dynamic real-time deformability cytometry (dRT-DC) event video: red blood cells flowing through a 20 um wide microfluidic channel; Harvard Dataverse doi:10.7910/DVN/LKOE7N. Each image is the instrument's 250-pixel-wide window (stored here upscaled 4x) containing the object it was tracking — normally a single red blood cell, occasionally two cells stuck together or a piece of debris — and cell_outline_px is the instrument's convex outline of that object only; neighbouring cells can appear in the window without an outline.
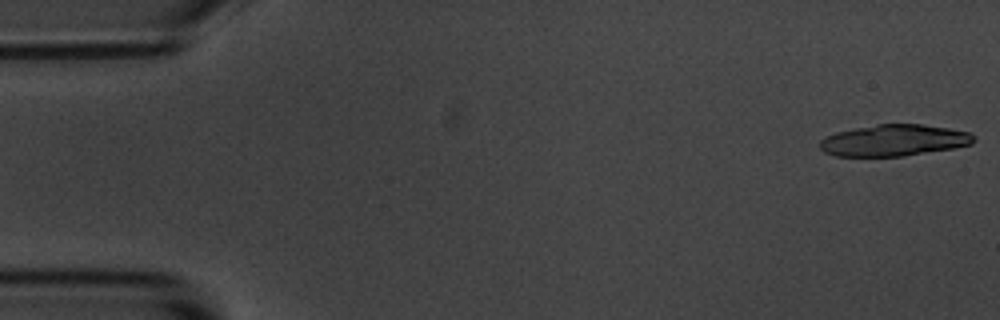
{"species": "common noctule bat (a hibernating species)", "species_latin": "Nyctalus noctula", "temperature_condition": "room temperature", "stored_images_in_passage": 52, "camera_frame_rate_fps": 3000, "um_per_image_px": 0.085, "animal": {"sex": "male", "body_mass_g": 20.1, "forearm_length_mm": 53.5}, "frame": {"image": 1, "passage_image": 1, "time_ms": 0.0, "image_size_px": [1000, 320], "cell_outline_px": [[976, 140], [972, 144], [952, 148], [900, 156], [836, 156], [824, 152], [820, 148], [820, 140], [824, 136], [836, 132], [876, 124], [924, 124], [948, 128], [968, 132], [976, 136]], "centroid_in_image_um": [75.97, 11.92], "position_along_channel_um": 9.0, "area_um2": 28.15}}
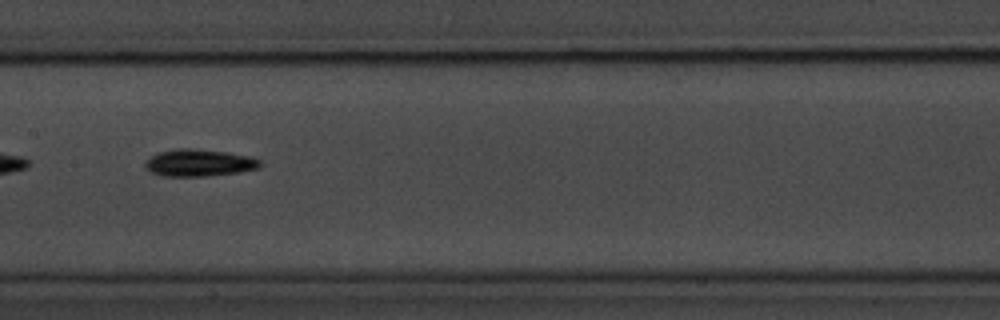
{"frame": {"image": 2, "passage_image": 27, "time_ms": 8.667, "image_size_px": [1000, 320], "cell_outline_px": [[264, 164], [256, 168], [240, 172], [204, 176], [164, 176], [148, 172], [144, 168], [144, 160], [160, 152], [176, 148], [188, 148], [228, 152], [248, 156], [260, 160]], "centroid_in_image_um": [16.87, 13.84], "position_along_channel_um": 190.5, "area_um2": 18.21}}